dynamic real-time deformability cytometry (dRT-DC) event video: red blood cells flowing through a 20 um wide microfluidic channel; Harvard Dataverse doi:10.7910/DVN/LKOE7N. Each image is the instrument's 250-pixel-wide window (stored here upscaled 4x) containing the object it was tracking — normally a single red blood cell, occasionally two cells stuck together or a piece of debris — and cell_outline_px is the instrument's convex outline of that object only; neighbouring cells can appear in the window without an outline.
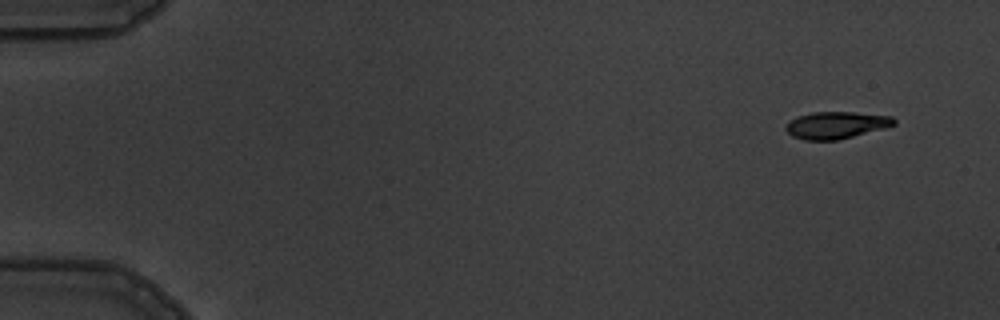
{"species": "common noctule bat (a hibernating species)", "species_latin": "Nyctalus noctula", "temperature_condition": "warm", "stored_images_in_passage": 5, "camera_frame_rate_fps": 3000, "um_per_image_px": 0.085, "animal": {"sex": "male", "body_mass_g": 19.5, "forearm_length_mm": 54.6}, "frame": {"image": 1, "passage_image": 1, "time_ms": 0.0, "image_size_px": [1000, 320], "cell_outline_px": [[896, 124], [884, 128], [836, 140], [804, 140], [792, 136], [784, 128], [784, 124], [796, 116], [812, 112], [852, 112], [892, 116], [896, 120]], "centroid_in_image_um": [71.03, 10.62], "position_along_channel_um": 14.0, "area_um2": 17.05}}
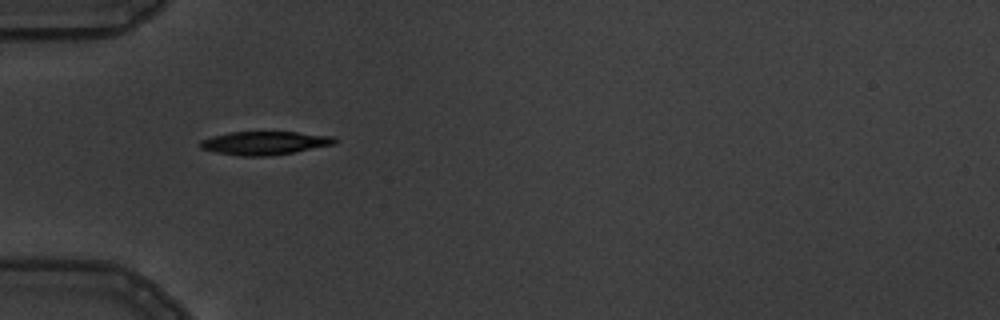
{"frame": {"image": 2, "passage_image": 5, "time_ms": 4.667, "image_size_px": [1000, 320], "cell_outline_px": [[336, 144], [272, 156], [240, 156], [216, 152], [200, 148], [200, 140], [212, 136], [232, 132], [296, 132], [332, 136], [336, 140]], "centroid_in_image_um": [22.48, 12.16], "position_along_channel_um": 62.5, "area_um2": 18.26}}